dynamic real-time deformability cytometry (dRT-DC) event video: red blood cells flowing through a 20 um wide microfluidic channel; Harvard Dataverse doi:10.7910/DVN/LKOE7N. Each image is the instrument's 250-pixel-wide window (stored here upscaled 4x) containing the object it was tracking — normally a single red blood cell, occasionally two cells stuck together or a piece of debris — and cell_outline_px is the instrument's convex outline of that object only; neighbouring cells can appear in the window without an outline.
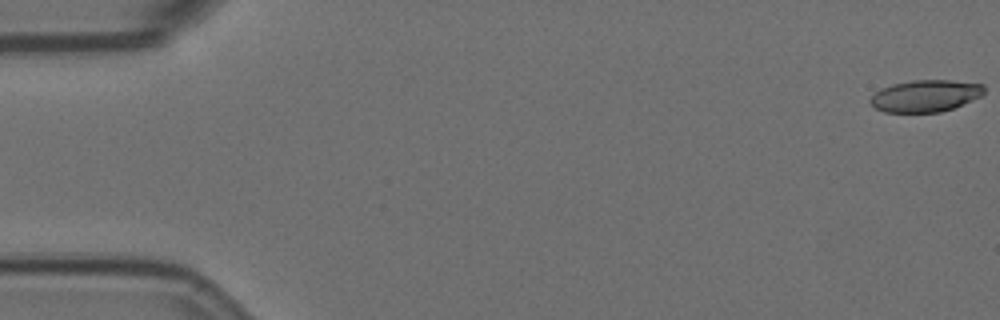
{"species": "Egyptian fruit bat (a non-hibernating species)", "species_latin": "Rousettus aegyptiacus", "temperature_condition": "room temperature", "stored_images_in_passage": 6, "camera_frame_rate_fps": 3000, "um_per_image_px": 0.085, "animal": {"sex": "female"}, "frame": {"image": 1, "passage_image": 1, "time_ms": 0.0, "image_size_px": [1000, 320], "cell_outline_px": [[984, 96], [952, 108], [940, 112], [884, 112], [876, 108], [868, 100], [876, 92], [892, 84], [912, 80], [948, 80], [984, 84]], "centroid_in_image_um": [78.7, 8.14], "position_along_channel_um": 6.3, "area_um2": 21.1}}
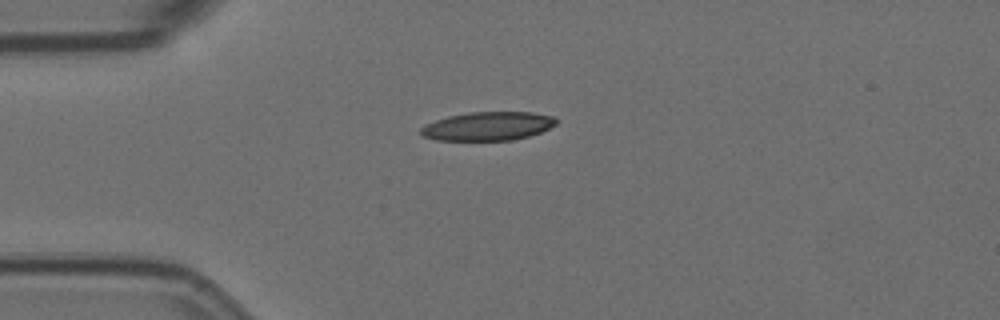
{"frame": {"image": 2, "passage_image": 5, "time_ms": 1.333, "image_size_px": [1000, 320], "cell_outline_px": [[560, 120], [556, 124], [540, 132], [528, 136], [512, 140], [436, 140], [424, 136], [420, 132], [420, 128], [424, 124], [448, 116], [468, 112], [532, 112], [556, 116]], "centroid_in_image_um": [41.49, 10.71], "position_along_channel_um": 43.5, "area_um2": 22.72}}